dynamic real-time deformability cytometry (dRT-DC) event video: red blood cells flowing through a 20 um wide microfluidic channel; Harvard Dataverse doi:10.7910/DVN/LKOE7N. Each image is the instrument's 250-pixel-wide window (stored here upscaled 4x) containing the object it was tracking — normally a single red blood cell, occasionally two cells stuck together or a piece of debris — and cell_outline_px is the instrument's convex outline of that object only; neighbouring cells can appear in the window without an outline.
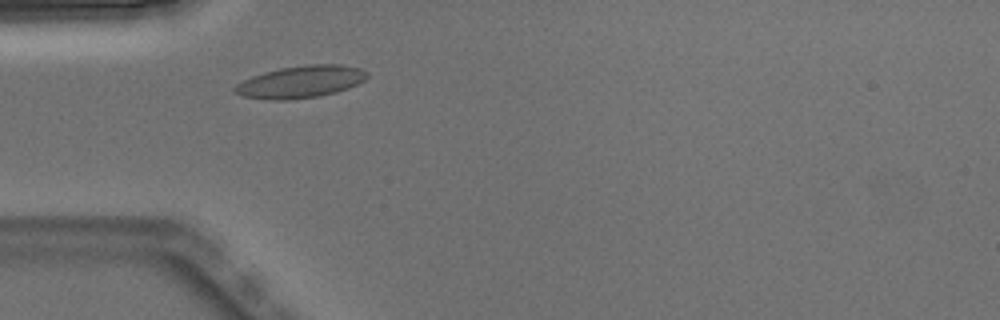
{"species": "Egyptian fruit bat (a non-hibernating species)", "species_latin": "Rousettus aegyptiacus", "temperature_condition": "warm", "stored_images_in_passage": 2, "camera_frame_rate_fps": 3000, "um_per_image_px": 0.085, "animal": {"sex": "male"}, "frame": {"image": 1, "passage_image": 2, "time_ms": 0.333, "image_size_px": [1000, 320], "cell_outline_px": [[368, 76], [364, 80], [348, 88], [336, 92], [320, 96], [288, 100], [268, 100], [244, 96], [232, 92], [232, 88], [236, 84], [252, 76], [264, 72], [280, 68], [308, 64], [340, 64], [360, 68], [368, 72]], "centroid_in_image_um": [25.54, 6.95], "position_along_channel_um": 59.5, "area_um2": 24.91}}